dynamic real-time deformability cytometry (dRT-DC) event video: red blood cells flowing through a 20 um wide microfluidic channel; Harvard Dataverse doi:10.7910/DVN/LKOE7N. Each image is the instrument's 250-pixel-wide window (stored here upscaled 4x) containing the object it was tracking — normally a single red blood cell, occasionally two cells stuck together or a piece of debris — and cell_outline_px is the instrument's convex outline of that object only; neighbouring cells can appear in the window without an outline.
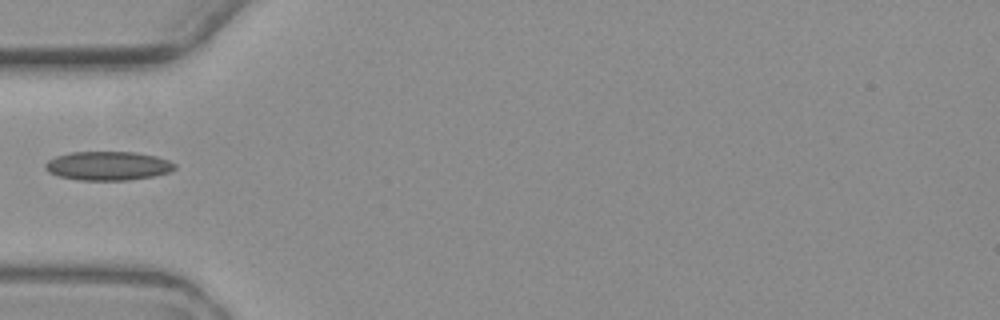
{"species": "common noctule bat (a hibernating species)", "species_latin": "Nyctalus noctula", "temperature_condition": "warm", "stored_images_in_passage": 4, "camera_frame_rate_fps": 3000, "um_per_image_px": 0.085, "animal": {"sex": "female", "body_mass_g": 19.3, "forearm_length_mm": 54.1}, "frame": {"image": 1, "passage_image": 2, "time_ms": 1.333, "image_size_px": [1000, 320], "cell_outline_px": [[176, 168], [168, 172], [152, 176], [128, 180], [80, 180], [60, 176], [48, 172], [44, 168], [44, 164], [48, 160], [56, 156], [72, 152], [136, 152], [156, 156], [168, 160], [176, 164]], "centroid_in_image_um": [9.17, 14.09], "position_along_channel_um": 75.8, "area_um2": 21.73}}
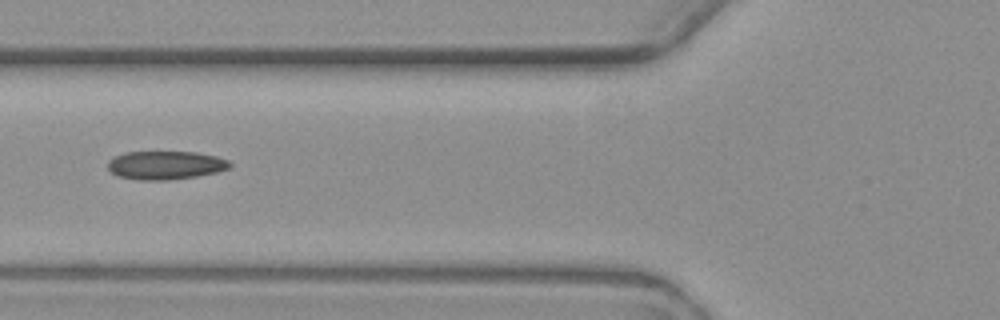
{"frame": {"image": 2, "passage_image": 3, "time_ms": 2.333, "image_size_px": [1000, 320], "cell_outline_px": [[232, 164], [228, 168], [216, 172], [196, 176], [168, 180], [136, 180], [116, 176], [108, 168], [108, 160], [124, 152], [196, 152], [216, 156], [228, 160]], "centroid_in_image_um": [14.04, 14.04], "position_along_channel_um": 111.8, "area_um2": 20.23}}
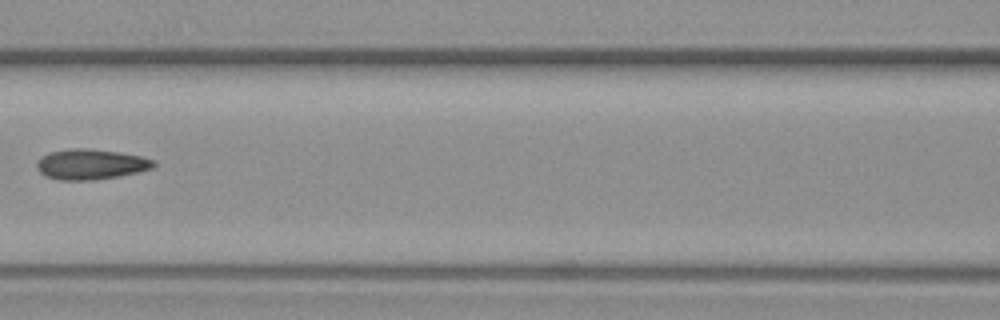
{"frame": {"image": 3, "passage_image": 4, "time_ms": 3.667, "image_size_px": [1000, 320], "cell_outline_px": [[156, 164], [152, 168], [120, 176], [92, 180], [60, 180], [44, 176], [36, 168], [36, 164], [40, 156], [48, 152], [72, 148], [88, 148], [120, 152], [140, 156], [156, 160]], "centroid_in_image_um": [7.69, 13.95], "position_along_channel_um": 158.9, "area_um2": 20.87}}